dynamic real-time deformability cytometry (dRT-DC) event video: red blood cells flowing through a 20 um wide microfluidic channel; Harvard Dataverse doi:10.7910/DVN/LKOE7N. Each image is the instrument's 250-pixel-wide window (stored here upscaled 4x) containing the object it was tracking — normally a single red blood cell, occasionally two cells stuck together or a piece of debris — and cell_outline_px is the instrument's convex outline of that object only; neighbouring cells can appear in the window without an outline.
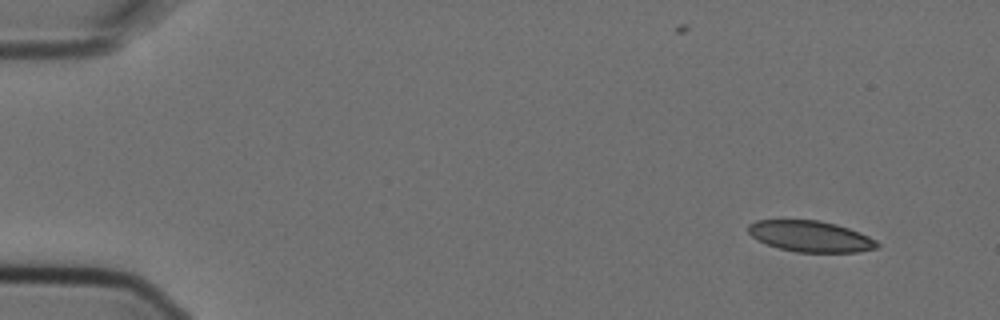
{"species": "Egyptian fruit bat (a non-hibernating species)", "species_latin": "Rousettus aegyptiacus", "temperature_condition": "cold", "stored_images_in_passage": 5, "segment_of_instrument_passage": [2, 2], "camera_frame_rate_fps": 3000, "um_per_image_px": 0.085, "animal": {"sex": "female"}, "frame": {"image": 1, "passage_image": 5, "time_ms": 1.333, "image_size_px": [1000, 320], "cell_outline_px": [[880, 248], [860, 252], [796, 252], [780, 248], [756, 240], [748, 232], [748, 224], [756, 220], [820, 220], [836, 224], [860, 232], [876, 240], [880, 244]], "centroid_in_image_um": [68.92, 20.09], "position_along_channel_um": 16.1, "area_um2": 23.47}}